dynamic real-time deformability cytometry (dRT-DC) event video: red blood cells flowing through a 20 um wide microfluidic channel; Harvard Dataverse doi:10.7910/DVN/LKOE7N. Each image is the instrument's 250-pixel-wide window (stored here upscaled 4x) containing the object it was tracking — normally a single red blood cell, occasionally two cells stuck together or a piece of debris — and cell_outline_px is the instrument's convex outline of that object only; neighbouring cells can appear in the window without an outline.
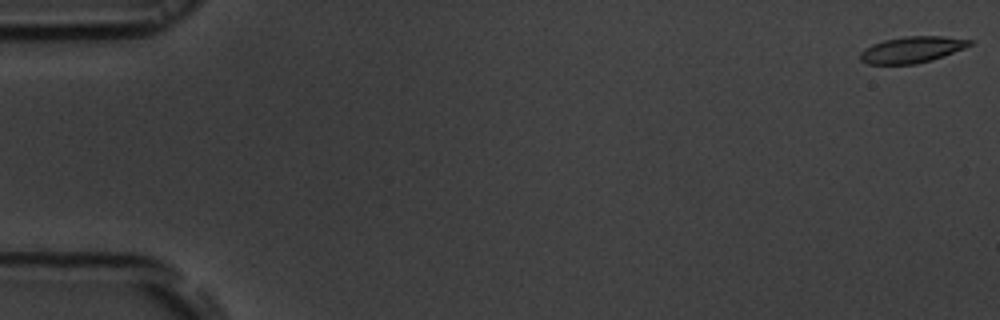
{"species": "common noctule bat (a hibernating species)", "species_latin": "Nyctalus noctula", "temperature_condition": "room temperature", "stored_images_in_passage": 55, "camera_frame_rate_fps": 3000, "um_per_image_px": 0.085, "animal": {"sex": "male", "body_mass_g": 19.5, "forearm_length_mm": 54.6}, "frame": {"image": 1, "passage_image": 1, "time_ms": 0.0, "image_size_px": [1000, 320], "cell_outline_px": [[972, 44], [964, 48], [932, 60], [916, 64], [868, 64], [860, 60], [860, 52], [864, 48], [872, 44], [884, 40], [904, 36], [944, 36], [972, 40]], "centroid_in_image_um": [77.49, 4.22], "position_along_channel_um": 7.5, "area_um2": 16.76}}
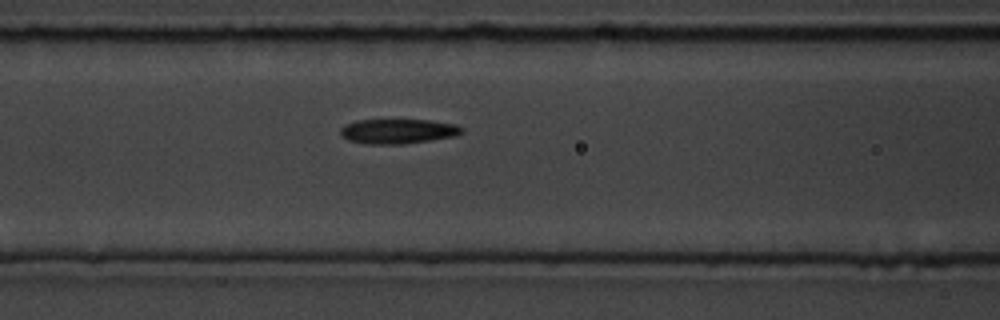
{"frame": {"image": 2, "passage_image": 23, "time_ms": 7.333, "image_size_px": [1000, 320], "cell_outline_px": [[464, 132], [456, 136], [404, 144], [368, 144], [348, 140], [340, 132], [340, 128], [344, 124], [356, 120], [432, 120], [456, 124], [464, 128]], "centroid_in_image_um": [33.86, 11.15], "position_along_channel_um": 132.7, "area_um2": 17.63}}
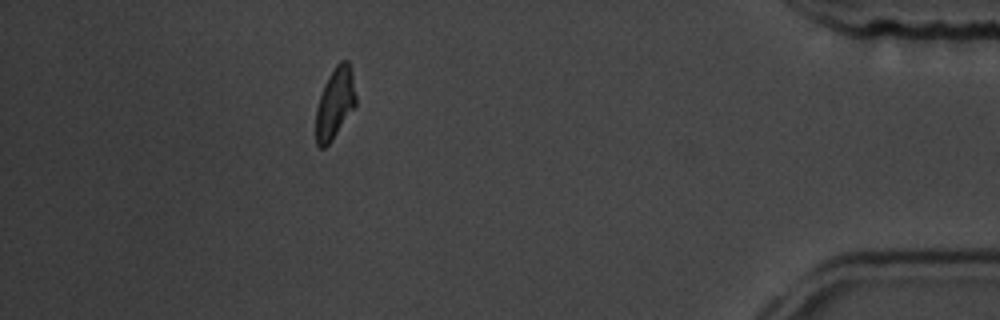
{"frame": {"image": 3, "passage_image": 49, "time_ms": 16.0, "image_size_px": [1000, 320], "cell_outline_px": [[356, 104], [332, 140], [324, 148], [320, 148], [316, 144], [316, 108], [324, 84], [328, 76], [336, 64], [340, 60], [348, 60], [352, 72], [356, 96]], "centroid_in_image_um": [28.46, 8.75], "position_along_channel_um": 406.7, "area_um2": 16.47}, "authors_computed_cell_mechanics": {"area_um2": 17.2822, "velocity_mm_per_s": 3.752, "shape_relaxation_time_tau1_ms": 3.9034, "shape_relaxation_time_tau2_ms": 7.605, "deformation_change_tau1": 0.1161, "deformation_change_tau2": 0.1481}}